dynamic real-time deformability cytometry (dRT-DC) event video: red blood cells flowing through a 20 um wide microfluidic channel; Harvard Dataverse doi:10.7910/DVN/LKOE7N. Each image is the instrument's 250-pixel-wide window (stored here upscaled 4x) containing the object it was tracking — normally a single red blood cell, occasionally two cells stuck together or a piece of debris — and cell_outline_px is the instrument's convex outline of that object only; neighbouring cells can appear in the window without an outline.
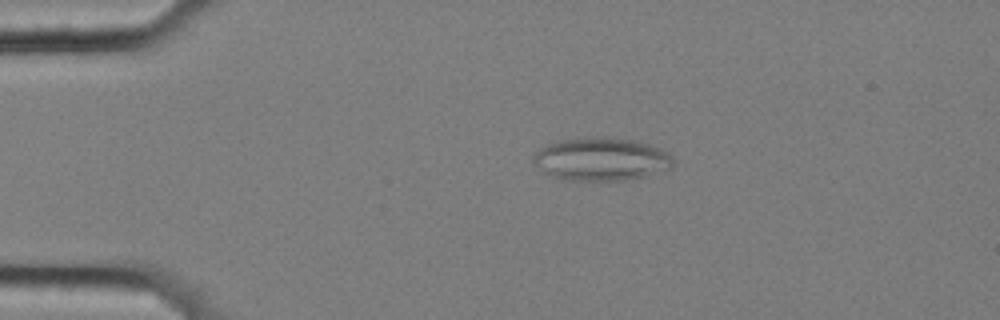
{"species": "common noctule bat (a hibernating species)", "species_latin": "Nyctalus noctula", "temperature_condition": "cold", "stored_images_in_passage": 50, "camera_frame_rate_fps": 3000, "um_per_image_px": 0.085, "animal": {"sex": "female", "body_mass_g": 25.1}, "frame": {"image": 1, "passage_image": 4, "time_ms": 1.0, "image_size_px": [1000, 320], "cell_outline_px": [[672, 168], [644, 176], [624, 180], [560, 180], [544, 172], [532, 164], [532, 156], [540, 148], [556, 140], [584, 136], [604, 136], [632, 140], [648, 144], [660, 148], [668, 152], [672, 156]], "centroid_in_image_um": [51.05, 13.51], "position_along_channel_um": 34.0, "area_um2": 35.55}}
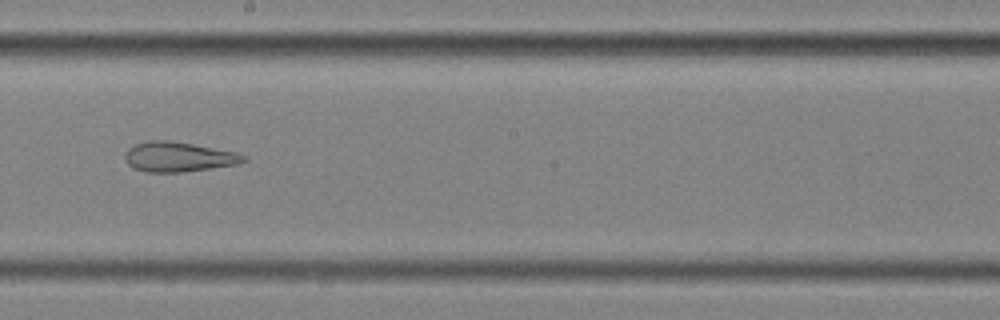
{"frame": {"image": 2, "passage_image": 25, "time_ms": 8.0, "image_size_px": [1000, 320], "cell_outline_px": [[248, 160], [236, 164], [180, 172], [144, 172], [132, 168], [128, 164], [124, 156], [128, 148], [136, 144], [148, 140], [172, 140], [236, 152], [248, 156]], "centroid_in_image_um": [15.15, 13.32], "position_along_channel_um": 233.1, "area_um2": 20.63}}
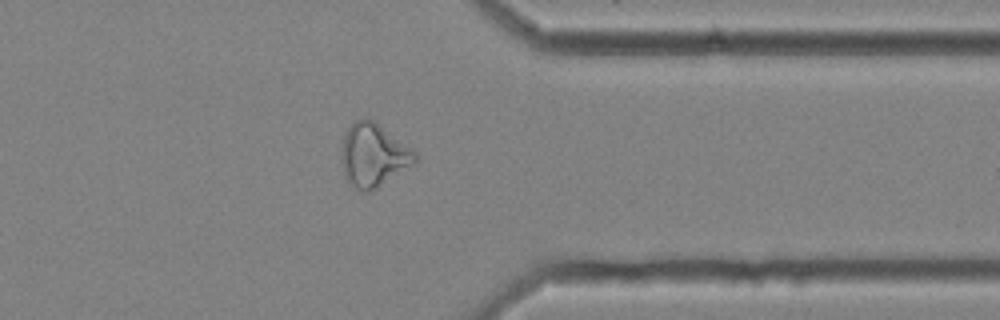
{"frame": {"image": 3, "passage_image": 38, "time_ms": 12.333, "image_size_px": [1000, 320], "cell_outline_px": [[420, 156], [412, 164], [376, 188], [368, 192], [360, 192], [344, 176], [344, 132], [356, 120], [364, 116], [368, 116], [412, 148]], "centroid_in_image_um": [31.77, 13.15], "position_along_channel_um": 379.6, "area_um2": 26.53}, "authors_computed_cell_mechanics": {"area_um2": 26.7036, "velocity_mm_per_s": 3.5064, "shape_relaxation_time_tau1_ms": null, "shape_relaxation_time_tau2_ms": 3.3253, "deformation_change_tau1": null, "deformation_change_tau2": 0.1316}}